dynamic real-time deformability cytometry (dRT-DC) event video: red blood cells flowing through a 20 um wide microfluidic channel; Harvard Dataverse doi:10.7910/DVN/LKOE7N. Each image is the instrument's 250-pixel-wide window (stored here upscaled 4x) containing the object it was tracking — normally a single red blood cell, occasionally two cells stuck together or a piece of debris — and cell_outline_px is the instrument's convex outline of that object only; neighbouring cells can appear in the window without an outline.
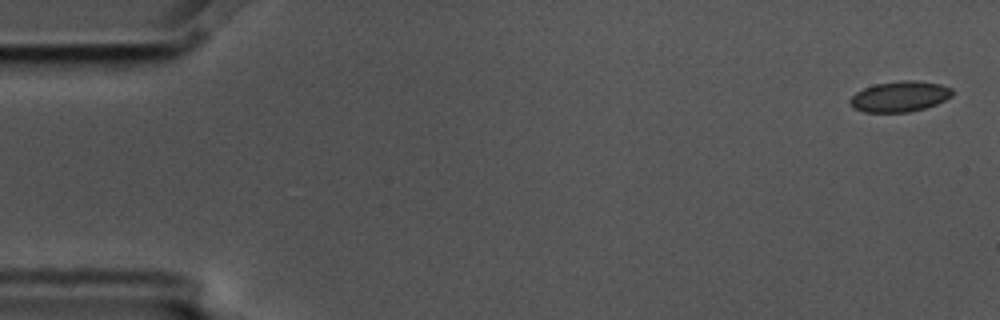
{"species": "common noctule bat (a hibernating species)", "species_latin": "Nyctalus noctula", "temperature_condition": "cold", "stored_images_in_passage": 5, "camera_frame_rate_fps": 3000, "um_per_image_px": 0.085, "animal": {"sex": "male", "body_mass_g": 17.5, "forearm_length_mm": 52.3}, "frame": {"image": 1, "passage_image": 1, "time_ms": 0.0, "image_size_px": [1000, 320], "cell_outline_px": [[952, 96], [936, 104], [924, 108], [908, 112], [864, 112], [852, 108], [848, 100], [856, 92], [864, 88], [876, 84], [904, 80], [916, 80], [940, 84], [952, 88]], "centroid_in_image_um": [76.46, 8.2], "position_along_channel_um": 8.5, "area_um2": 18.21}}
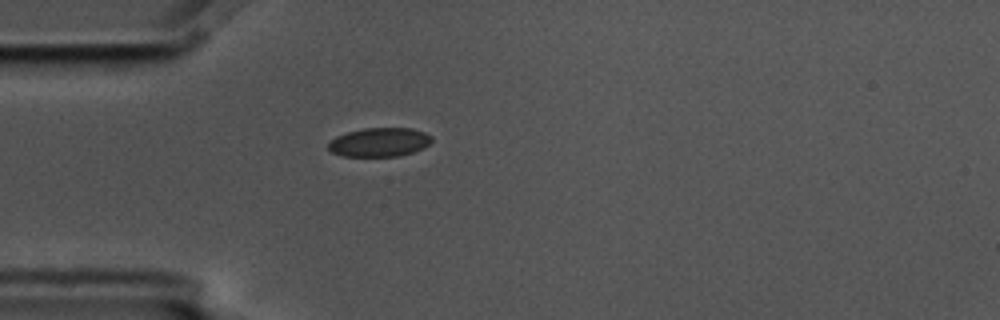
{"frame": {"image": 2, "passage_image": 5, "time_ms": 1.333, "image_size_px": [1000, 320], "cell_outline_px": [[432, 140], [424, 148], [400, 156], [344, 156], [332, 152], [328, 148], [328, 144], [336, 136], [348, 132], [364, 128], [412, 128], [424, 132], [432, 136]], "centroid_in_image_um": [32.27, 12.08], "position_along_channel_um": 52.7, "area_um2": 17.34}}